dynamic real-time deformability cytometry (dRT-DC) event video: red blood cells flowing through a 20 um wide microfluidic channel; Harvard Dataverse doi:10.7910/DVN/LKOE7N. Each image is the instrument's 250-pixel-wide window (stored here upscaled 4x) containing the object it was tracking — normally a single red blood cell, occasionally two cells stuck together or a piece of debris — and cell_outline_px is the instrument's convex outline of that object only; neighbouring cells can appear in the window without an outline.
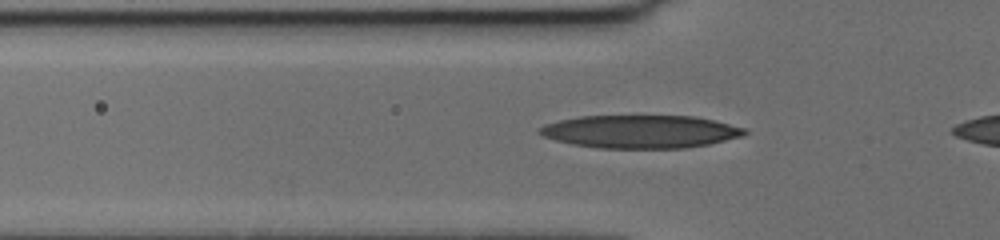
{"species": "human", "species_latin": "Homo sapiens", "temperature_condition": "cold", "stored_images_in_passage": 34, "camera_frame_rate_fps": 3000, "um_per_image_px": 0.085, "donor": {"sex": "female"}, "frame": {"image": 1, "passage_image": 6, "time_ms": 1.667, "image_size_px": [1000, 240], "cell_outline_px": [[748, 132], [744, 136], [708, 144], [688, 148], [596, 148], [572, 144], [556, 140], [544, 136], [536, 132], [544, 124], [560, 120], [580, 116], [692, 116], [716, 120], [748, 128]], "centroid_in_image_um": [54.48, 11.19], "position_along_channel_um": 71.3, "area_um2": 39.65}}
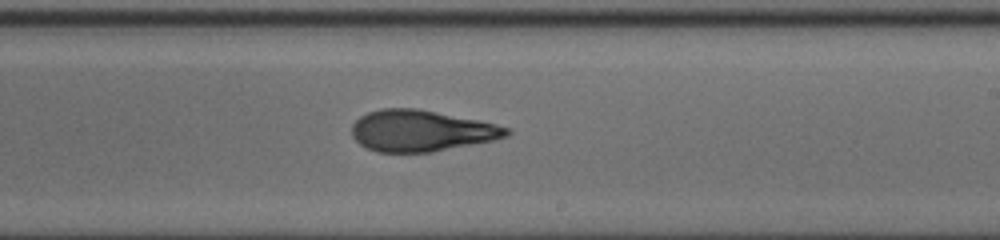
{"frame": {"image": 2, "passage_image": 21, "time_ms": 6.667, "image_size_px": [1000, 240], "cell_outline_px": [[512, 132], [508, 136], [492, 140], [432, 152], [376, 152], [360, 144], [352, 136], [352, 124], [360, 116], [368, 112], [380, 108], [416, 108], [480, 120], [496, 124], [508, 128]], "centroid_in_image_um": [35.79, 11.11], "position_along_channel_um": 253.2, "area_um2": 37.17}}
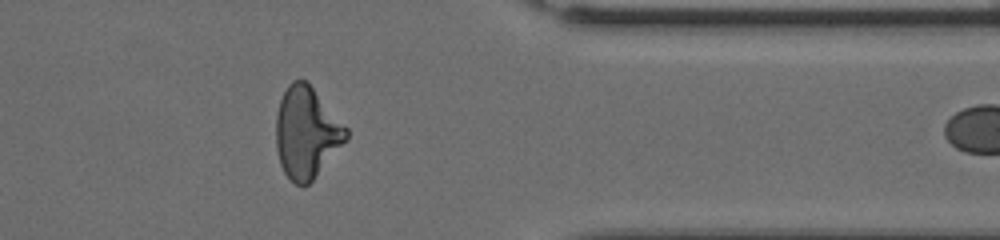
{"frame": {"image": 3, "passage_image": 33, "time_ms": 10.667, "image_size_px": [1000, 240], "cell_outline_px": [[348, 136], [312, 180], [304, 188], [288, 180], [280, 164], [276, 148], [276, 116], [280, 100], [288, 84], [292, 80], [308, 80], [348, 128]], "centroid_in_image_um": [26.03, 11.24], "position_along_channel_um": 385.4, "area_um2": 37.34}}